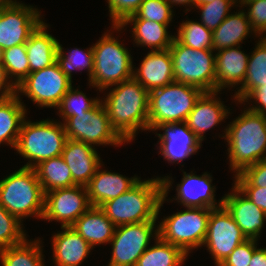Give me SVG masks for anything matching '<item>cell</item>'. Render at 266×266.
<instances>
[{
	"mask_svg": "<svg viewBox=\"0 0 266 266\" xmlns=\"http://www.w3.org/2000/svg\"><path fill=\"white\" fill-rule=\"evenodd\" d=\"M128 23L133 25L132 35L136 45L148 46L152 51L169 49L175 37L168 34L169 24H160L146 19H126L121 25H112V28L121 31Z\"/></svg>",
	"mask_w": 266,
	"mask_h": 266,
	"instance_id": "4316f807",
	"label": "cell"
},
{
	"mask_svg": "<svg viewBox=\"0 0 266 266\" xmlns=\"http://www.w3.org/2000/svg\"><path fill=\"white\" fill-rule=\"evenodd\" d=\"M61 157L71 171L76 185L86 186L102 164L94 146L67 139Z\"/></svg>",
	"mask_w": 266,
	"mask_h": 266,
	"instance_id": "44dd1931",
	"label": "cell"
},
{
	"mask_svg": "<svg viewBox=\"0 0 266 266\" xmlns=\"http://www.w3.org/2000/svg\"><path fill=\"white\" fill-rule=\"evenodd\" d=\"M71 228L94 247L110 243L116 226L99 207L91 206L71 225Z\"/></svg>",
	"mask_w": 266,
	"mask_h": 266,
	"instance_id": "d4e9b609",
	"label": "cell"
},
{
	"mask_svg": "<svg viewBox=\"0 0 266 266\" xmlns=\"http://www.w3.org/2000/svg\"><path fill=\"white\" fill-rule=\"evenodd\" d=\"M1 63L10 80L17 87L29 75L30 67L25 44L16 45L3 50ZM14 78L15 81H13Z\"/></svg>",
	"mask_w": 266,
	"mask_h": 266,
	"instance_id": "e575fe53",
	"label": "cell"
},
{
	"mask_svg": "<svg viewBox=\"0 0 266 266\" xmlns=\"http://www.w3.org/2000/svg\"><path fill=\"white\" fill-rule=\"evenodd\" d=\"M211 208H190L165 217L158 225V236L165 242L189 251L202 247L207 234Z\"/></svg>",
	"mask_w": 266,
	"mask_h": 266,
	"instance_id": "9c48e42d",
	"label": "cell"
},
{
	"mask_svg": "<svg viewBox=\"0 0 266 266\" xmlns=\"http://www.w3.org/2000/svg\"><path fill=\"white\" fill-rule=\"evenodd\" d=\"M175 38L183 45L193 49H213L212 31L201 22L186 20L180 24Z\"/></svg>",
	"mask_w": 266,
	"mask_h": 266,
	"instance_id": "d590c367",
	"label": "cell"
},
{
	"mask_svg": "<svg viewBox=\"0 0 266 266\" xmlns=\"http://www.w3.org/2000/svg\"><path fill=\"white\" fill-rule=\"evenodd\" d=\"M100 99L96 98H87L86 94H84L79 89L71 88L67 91V93L63 96L60 103L56 107L59 109V115L61 118L66 120L71 116H76L80 113H86L91 110Z\"/></svg>",
	"mask_w": 266,
	"mask_h": 266,
	"instance_id": "8d00e7d4",
	"label": "cell"
},
{
	"mask_svg": "<svg viewBox=\"0 0 266 266\" xmlns=\"http://www.w3.org/2000/svg\"><path fill=\"white\" fill-rule=\"evenodd\" d=\"M91 207L85 186L54 189L45 193L42 219L60 222L70 227Z\"/></svg>",
	"mask_w": 266,
	"mask_h": 266,
	"instance_id": "9a60e30c",
	"label": "cell"
},
{
	"mask_svg": "<svg viewBox=\"0 0 266 266\" xmlns=\"http://www.w3.org/2000/svg\"><path fill=\"white\" fill-rule=\"evenodd\" d=\"M167 2L173 7L174 5L195 6V0H167ZM187 4V5H186Z\"/></svg>",
	"mask_w": 266,
	"mask_h": 266,
	"instance_id": "681fc988",
	"label": "cell"
},
{
	"mask_svg": "<svg viewBox=\"0 0 266 266\" xmlns=\"http://www.w3.org/2000/svg\"><path fill=\"white\" fill-rule=\"evenodd\" d=\"M259 39L254 51L248 58L244 83L233 97L239 103H243L255 89L266 85V35Z\"/></svg>",
	"mask_w": 266,
	"mask_h": 266,
	"instance_id": "f546056e",
	"label": "cell"
},
{
	"mask_svg": "<svg viewBox=\"0 0 266 266\" xmlns=\"http://www.w3.org/2000/svg\"><path fill=\"white\" fill-rule=\"evenodd\" d=\"M217 95L218 91L203 92L185 121L188 128L201 142L207 130L218 125L227 119L228 114H231L220 98L215 97Z\"/></svg>",
	"mask_w": 266,
	"mask_h": 266,
	"instance_id": "ffe728a7",
	"label": "cell"
},
{
	"mask_svg": "<svg viewBox=\"0 0 266 266\" xmlns=\"http://www.w3.org/2000/svg\"><path fill=\"white\" fill-rule=\"evenodd\" d=\"M212 1H214V0H195V6L202 5L204 3H210Z\"/></svg>",
	"mask_w": 266,
	"mask_h": 266,
	"instance_id": "816d5d0a",
	"label": "cell"
},
{
	"mask_svg": "<svg viewBox=\"0 0 266 266\" xmlns=\"http://www.w3.org/2000/svg\"><path fill=\"white\" fill-rule=\"evenodd\" d=\"M66 141L62 122L49 119L31 122L25 118L14 149L28 160L22 167L35 168L45 160L61 156Z\"/></svg>",
	"mask_w": 266,
	"mask_h": 266,
	"instance_id": "5b68a950",
	"label": "cell"
},
{
	"mask_svg": "<svg viewBox=\"0 0 266 266\" xmlns=\"http://www.w3.org/2000/svg\"><path fill=\"white\" fill-rule=\"evenodd\" d=\"M17 94V87L10 80L6 69L0 62V100L10 98Z\"/></svg>",
	"mask_w": 266,
	"mask_h": 266,
	"instance_id": "7dc6e473",
	"label": "cell"
},
{
	"mask_svg": "<svg viewBox=\"0 0 266 266\" xmlns=\"http://www.w3.org/2000/svg\"><path fill=\"white\" fill-rule=\"evenodd\" d=\"M173 16L172 6L167 0H144L135 14L127 19H146L160 24H170Z\"/></svg>",
	"mask_w": 266,
	"mask_h": 266,
	"instance_id": "ab89813d",
	"label": "cell"
},
{
	"mask_svg": "<svg viewBox=\"0 0 266 266\" xmlns=\"http://www.w3.org/2000/svg\"><path fill=\"white\" fill-rule=\"evenodd\" d=\"M223 206L233 217L247 239L258 240L266 213L250 201L235 185L223 197Z\"/></svg>",
	"mask_w": 266,
	"mask_h": 266,
	"instance_id": "e0dca14e",
	"label": "cell"
},
{
	"mask_svg": "<svg viewBox=\"0 0 266 266\" xmlns=\"http://www.w3.org/2000/svg\"><path fill=\"white\" fill-rule=\"evenodd\" d=\"M72 86L57 62L42 70L29 73L17 86V94L23 93L40 107H57Z\"/></svg>",
	"mask_w": 266,
	"mask_h": 266,
	"instance_id": "7c38bea8",
	"label": "cell"
},
{
	"mask_svg": "<svg viewBox=\"0 0 266 266\" xmlns=\"http://www.w3.org/2000/svg\"><path fill=\"white\" fill-rule=\"evenodd\" d=\"M188 255L178 246L155 239V245L148 247L138 258L136 266H181Z\"/></svg>",
	"mask_w": 266,
	"mask_h": 266,
	"instance_id": "1f68e13d",
	"label": "cell"
},
{
	"mask_svg": "<svg viewBox=\"0 0 266 266\" xmlns=\"http://www.w3.org/2000/svg\"><path fill=\"white\" fill-rule=\"evenodd\" d=\"M180 184H177V200L185 208H211L216 209L223 206V197L217 204L215 200V187L212 186V177L205 172L201 176L194 173L183 172Z\"/></svg>",
	"mask_w": 266,
	"mask_h": 266,
	"instance_id": "ac0fdd59",
	"label": "cell"
},
{
	"mask_svg": "<svg viewBox=\"0 0 266 266\" xmlns=\"http://www.w3.org/2000/svg\"><path fill=\"white\" fill-rule=\"evenodd\" d=\"M47 28L48 24L42 22L25 43L30 73L56 62L59 42L46 31Z\"/></svg>",
	"mask_w": 266,
	"mask_h": 266,
	"instance_id": "484cf974",
	"label": "cell"
},
{
	"mask_svg": "<svg viewBox=\"0 0 266 266\" xmlns=\"http://www.w3.org/2000/svg\"><path fill=\"white\" fill-rule=\"evenodd\" d=\"M64 48L62 44H58V52L56 55V62L58 63L62 72L72 80L71 74L72 70H88L89 79L91 78L94 71V56H93V48L90 47L86 50H81L79 48L71 49L68 52V55L65 54ZM85 51V52H84Z\"/></svg>",
	"mask_w": 266,
	"mask_h": 266,
	"instance_id": "836d02e7",
	"label": "cell"
},
{
	"mask_svg": "<svg viewBox=\"0 0 266 266\" xmlns=\"http://www.w3.org/2000/svg\"><path fill=\"white\" fill-rule=\"evenodd\" d=\"M156 221L116 226L110 241L112 256L108 266H136L138 258L149 247L151 237L154 240L159 237Z\"/></svg>",
	"mask_w": 266,
	"mask_h": 266,
	"instance_id": "8fae6325",
	"label": "cell"
},
{
	"mask_svg": "<svg viewBox=\"0 0 266 266\" xmlns=\"http://www.w3.org/2000/svg\"><path fill=\"white\" fill-rule=\"evenodd\" d=\"M21 223L0 205V250L20 244L27 238Z\"/></svg>",
	"mask_w": 266,
	"mask_h": 266,
	"instance_id": "74e56055",
	"label": "cell"
},
{
	"mask_svg": "<svg viewBox=\"0 0 266 266\" xmlns=\"http://www.w3.org/2000/svg\"><path fill=\"white\" fill-rule=\"evenodd\" d=\"M45 192L34 168L21 167L0 180V205L20 222L23 218L42 219Z\"/></svg>",
	"mask_w": 266,
	"mask_h": 266,
	"instance_id": "277c9868",
	"label": "cell"
},
{
	"mask_svg": "<svg viewBox=\"0 0 266 266\" xmlns=\"http://www.w3.org/2000/svg\"><path fill=\"white\" fill-rule=\"evenodd\" d=\"M172 183L168 176L139 180L128 191L99 208L115 226L158 220Z\"/></svg>",
	"mask_w": 266,
	"mask_h": 266,
	"instance_id": "6da1fadb",
	"label": "cell"
},
{
	"mask_svg": "<svg viewBox=\"0 0 266 266\" xmlns=\"http://www.w3.org/2000/svg\"><path fill=\"white\" fill-rule=\"evenodd\" d=\"M257 241L254 239L245 240L219 266H249L253 252L257 249Z\"/></svg>",
	"mask_w": 266,
	"mask_h": 266,
	"instance_id": "ee69618b",
	"label": "cell"
},
{
	"mask_svg": "<svg viewBox=\"0 0 266 266\" xmlns=\"http://www.w3.org/2000/svg\"><path fill=\"white\" fill-rule=\"evenodd\" d=\"M238 3L242 6H249L246 12L252 29L258 35L266 34V0H239Z\"/></svg>",
	"mask_w": 266,
	"mask_h": 266,
	"instance_id": "60d3db41",
	"label": "cell"
},
{
	"mask_svg": "<svg viewBox=\"0 0 266 266\" xmlns=\"http://www.w3.org/2000/svg\"><path fill=\"white\" fill-rule=\"evenodd\" d=\"M123 45L110 32H105L92 46L94 71L90 86L102 91L133 77V57Z\"/></svg>",
	"mask_w": 266,
	"mask_h": 266,
	"instance_id": "52a82bcc",
	"label": "cell"
},
{
	"mask_svg": "<svg viewBox=\"0 0 266 266\" xmlns=\"http://www.w3.org/2000/svg\"><path fill=\"white\" fill-rule=\"evenodd\" d=\"M252 32L258 36L251 27L246 11L240 10L238 13L229 14L212 32L213 50L240 46V43Z\"/></svg>",
	"mask_w": 266,
	"mask_h": 266,
	"instance_id": "83f0119b",
	"label": "cell"
},
{
	"mask_svg": "<svg viewBox=\"0 0 266 266\" xmlns=\"http://www.w3.org/2000/svg\"><path fill=\"white\" fill-rule=\"evenodd\" d=\"M97 168L95 175L85 186L91 206L100 207L103 203L117 198L133 187L140 178H127L118 173ZM101 170V171H100Z\"/></svg>",
	"mask_w": 266,
	"mask_h": 266,
	"instance_id": "7402d4cb",
	"label": "cell"
},
{
	"mask_svg": "<svg viewBox=\"0 0 266 266\" xmlns=\"http://www.w3.org/2000/svg\"><path fill=\"white\" fill-rule=\"evenodd\" d=\"M235 186L266 187V158L235 175Z\"/></svg>",
	"mask_w": 266,
	"mask_h": 266,
	"instance_id": "b9f144b4",
	"label": "cell"
},
{
	"mask_svg": "<svg viewBox=\"0 0 266 266\" xmlns=\"http://www.w3.org/2000/svg\"><path fill=\"white\" fill-rule=\"evenodd\" d=\"M20 95L0 100V144L15 148L27 110Z\"/></svg>",
	"mask_w": 266,
	"mask_h": 266,
	"instance_id": "f1b7e54d",
	"label": "cell"
},
{
	"mask_svg": "<svg viewBox=\"0 0 266 266\" xmlns=\"http://www.w3.org/2000/svg\"><path fill=\"white\" fill-rule=\"evenodd\" d=\"M0 250L2 266H45L40 240L27 241Z\"/></svg>",
	"mask_w": 266,
	"mask_h": 266,
	"instance_id": "d6a6232c",
	"label": "cell"
},
{
	"mask_svg": "<svg viewBox=\"0 0 266 266\" xmlns=\"http://www.w3.org/2000/svg\"><path fill=\"white\" fill-rule=\"evenodd\" d=\"M169 50L175 82L196 86L203 92L216 91L213 49H193L181 44L174 37Z\"/></svg>",
	"mask_w": 266,
	"mask_h": 266,
	"instance_id": "ba28073f",
	"label": "cell"
},
{
	"mask_svg": "<svg viewBox=\"0 0 266 266\" xmlns=\"http://www.w3.org/2000/svg\"><path fill=\"white\" fill-rule=\"evenodd\" d=\"M43 191L75 186L70 169L61 156L52 157L39 163L35 168Z\"/></svg>",
	"mask_w": 266,
	"mask_h": 266,
	"instance_id": "4dcf8cb0",
	"label": "cell"
},
{
	"mask_svg": "<svg viewBox=\"0 0 266 266\" xmlns=\"http://www.w3.org/2000/svg\"><path fill=\"white\" fill-rule=\"evenodd\" d=\"M250 201L266 213V187L236 186Z\"/></svg>",
	"mask_w": 266,
	"mask_h": 266,
	"instance_id": "f6af8a7d",
	"label": "cell"
},
{
	"mask_svg": "<svg viewBox=\"0 0 266 266\" xmlns=\"http://www.w3.org/2000/svg\"><path fill=\"white\" fill-rule=\"evenodd\" d=\"M133 77L149 92L175 82L170 50L148 52Z\"/></svg>",
	"mask_w": 266,
	"mask_h": 266,
	"instance_id": "d6986e66",
	"label": "cell"
},
{
	"mask_svg": "<svg viewBox=\"0 0 266 266\" xmlns=\"http://www.w3.org/2000/svg\"><path fill=\"white\" fill-rule=\"evenodd\" d=\"M114 86L101 102L113 129L128 143L138 130H148L149 91L134 77Z\"/></svg>",
	"mask_w": 266,
	"mask_h": 266,
	"instance_id": "7a4b0ae2",
	"label": "cell"
},
{
	"mask_svg": "<svg viewBox=\"0 0 266 266\" xmlns=\"http://www.w3.org/2000/svg\"><path fill=\"white\" fill-rule=\"evenodd\" d=\"M249 266H266V248H257L253 252Z\"/></svg>",
	"mask_w": 266,
	"mask_h": 266,
	"instance_id": "c3c4849f",
	"label": "cell"
},
{
	"mask_svg": "<svg viewBox=\"0 0 266 266\" xmlns=\"http://www.w3.org/2000/svg\"><path fill=\"white\" fill-rule=\"evenodd\" d=\"M236 2L238 0H214L194 7L201 10V23L213 32L230 14V9Z\"/></svg>",
	"mask_w": 266,
	"mask_h": 266,
	"instance_id": "f35d334b",
	"label": "cell"
},
{
	"mask_svg": "<svg viewBox=\"0 0 266 266\" xmlns=\"http://www.w3.org/2000/svg\"><path fill=\"white\" fill-rule=\"evenodd\" d=\"M202 93L196 86L179 82L149 92L148 131L162 124L185 122Z\"/></svg>",
	"mask_w": 266,
	"mask_h": 266,
	"instance_id": "8992f818",
	"label": "cell"
},
{
	"mask_svg": "<svg viewBox=\"0 0 266 266\" xmlns=\"http://www.w3.org/2000/svg\"><path fill=\"white\" fill-rule=\"evenodd\" d=\"M52 237L53 262L55 266H80L93 247L74 229L62 227Z\"/></svg>",
	"mask_w": 266,
	"mask_h": 266,
	"instance_id": "cb8c5ba5",
	"label": "cell"
},
{
	"mask_svg": "<svg viewBox=\"0 0 266 266\" xmlns=\"http://www.w3.org/2000/svg\"><path fill=\"white\" fill-rule=\"evenodd\" d=\"M240 46L218 50L215 53L216 91L244 83L249 56Z\"/></svg>",
	"mask_w": 266,
	"mask_h": 266,
	"instance_id": "603a6c76",
	"label": "cell"
},
{
	"mask_svg": "<svg viewBox=\"0 0 266 266\" xmlns=\"http://www.w3.org/2000/svg\"><path fill=\"white\" fill-rule=\"evenodd\" d=\"M67 139L94 145L125 144L113 129L107 111L101 100L86 113L71 116L64 121ZM93 144V145H92Z\"/></svg>",
	"mask_w": 266,
	"mask_h": 266,
	"instance_id": "30bf717a",
	"label": "cell"
},
{
	"mask_svg": "<svg viewBox=\"0 0 266 266\" xmlns=\"http://www.w3.org/2000/svg\"><path fill=\"white\" fill-rule=\"evenodd\" d=\"M247 238L224 206L211 209L203 246L219 266Z\"/></svg>",
	"mask_w": 266,
	"mask_h": 266,
	"instance_id": "4fadbf2b",
	"label": "cell"
},
{
	"mask_svg": "<svg viewBox=\"0 0 266 266\" xmlns=\"http://www.w3.org/2000/svg\"><path fill=\"white\" fill-rule=\"evenodd\" d=\"M163 130V134L156 133L159 137V153L170 163L182 162L190 155L197 153L201 148V141L188 128L185 122L162 124L155 128Z\"/></svg>",
	"mask_w": 266,
	"mask_h": 266,
	"instance_id": "2e32d148",
	"label": "cell"
},
{
	"mask_svg": "<svg viewBox=\"0 0 266 266\" xmlns=\"http://www.w3.org/2000/svg\"><path fill=\"white\" fill-rule=\"evenodd\" d=\"M144 0H107L112 25H121L134 15Z\"/></svg>",
	"mask_w": 266,
	"mask_h": 266,
	"instance_id": "7bdbcfd3",
	"label": "cell"
},
{
	"mask_svg": "<svg viewBox=\"0 0 266 266\" xmlns=\"http://www.w3.org/2000/svg\"><path fill=\"white\" fill-rule=\"evenodd\" d=\"M41 12L16 0L0 10V46L3 50L25 44L43 22Z\"/></svg>",
	"mask_w": 266,
	"mask_h": 266,
	"instance_id": "5bb4252c",
	"label": "cell"
},
{
	"mask_svg": "<svg viewBox=\"0 0 266 266\" xmlns=\"http://www.w3.org/2000/svg\"><path fill=\"white\" fill-rule=\"evenodd\" d=\"M253 99L256 105H252L248 107L249 110L262 114L266 116V85L258 87L255 89L245 100L244 102H248V100Z\"/></svg>",
	"mask_w": 266,
	"mask_h": 266,
	"instance_id": "bcb514c9",
	"label": "cell"
},
{
	"mask_svg": "<svg viewBox=\"0 0 266 266\" xmlns=\"http://www.w3.org/2000/svg\"><path fill=\"white\" fill-rule=\"evenodd\" d=\"M2 54H3V49H2V47L0 46V62H1V59H2Z\"/></svg>",
	"mask_w": 266,
	"mask_h": 266,
	"instance_id": "f5cc1de1",
	"label": "cell"
},
{
	"mask_svg": "<svg viewBox=\"0 0 266 266\" xmlns=\"http://www.w3.org/2000/svg\"><path fill=\"white\" fill-rule=\"evenodd\" d=\"M14 0H0V10L10 6Z\"/></svg>",
	"mask_w": 266,
	"mask_h": 266,
	"instance_id": "f907efd6",
	"label": "cell"
},
{
	"mask_svg": "<svg viewBox=\"0 0 266 266\" xmlns=\"http://www.w3.org/2000/svg\"><path fill=\"white\" fill-rule=\"evenodd\" d=\"M224 130L235 175L266 158V116L246 109Z\"/></svg>",
	"mask_w": 266,
	"mask_h": 266,
	"instance_id": "3957f363",
	"label": "cell"
}]
</instances>
